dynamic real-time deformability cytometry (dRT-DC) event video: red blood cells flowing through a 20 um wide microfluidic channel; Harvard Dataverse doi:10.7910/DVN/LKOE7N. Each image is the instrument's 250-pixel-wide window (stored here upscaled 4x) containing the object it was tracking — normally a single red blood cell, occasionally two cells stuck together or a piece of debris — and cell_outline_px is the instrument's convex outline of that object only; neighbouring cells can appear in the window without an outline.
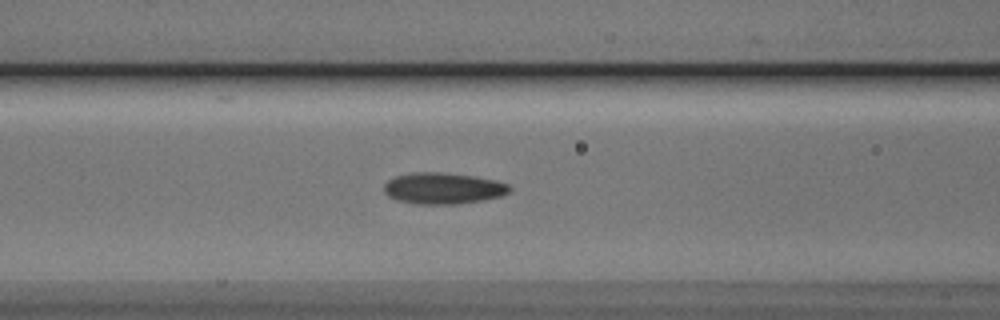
{"species": "Egyptian fruit bat (a non-hibernating species)", "species_latin": "Rousettus aegyptiacus", "temperature_condition": "cold", "stored_images_in_passage": 48, "camera_frame_rate_fps": 3000, "um_per_image_px": 0.085, "animal": {"sex": "male"}, "frame": {"image": 1, "passage_image": 18, "time_ms": 5.667, "image_size_px": [1000, 320], "cell_outline_px": [[512, 188], [508, 192], [500, 196], [484, 200], [456, 204], [416, 204], [396, 200], [388, 196], [384, 192], [384, 184], [388, 180], [396, 176], [412, 172], [440, 172], [472, 176], [496, 180], [508, 184]], "centroid_in_image_um": [37.64, 16.01], "position_along_channel_um": 129.0, "area_um2": 22.95}}
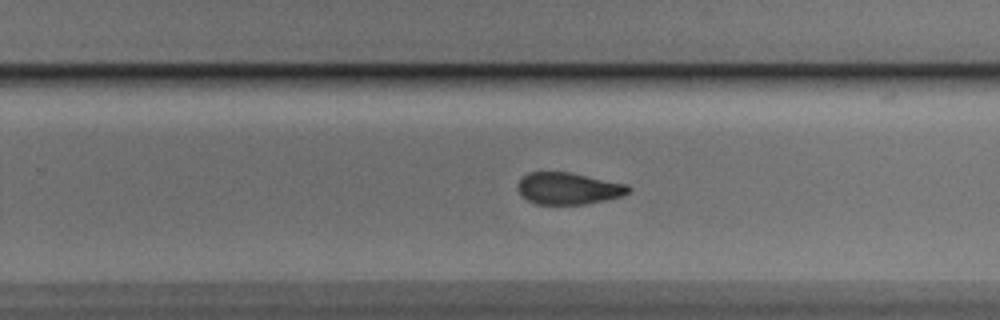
{"frame": {"image": 2, "passage_image": 30, "time_ms": 9.667, "image_size_px": [1000, 320], "cell_outline_px": [[632, 188], [628, 192], [620, 196], [604, 200], [584, 204], [536, 204], [528, 200], [516, 188], [516, 184], [528, 172], [568, 172], [628, 184]], "centroid_in_image_um": [48.3, 16.01], "position_along_channel_um": 281.5, "area_um2": 20.35}}
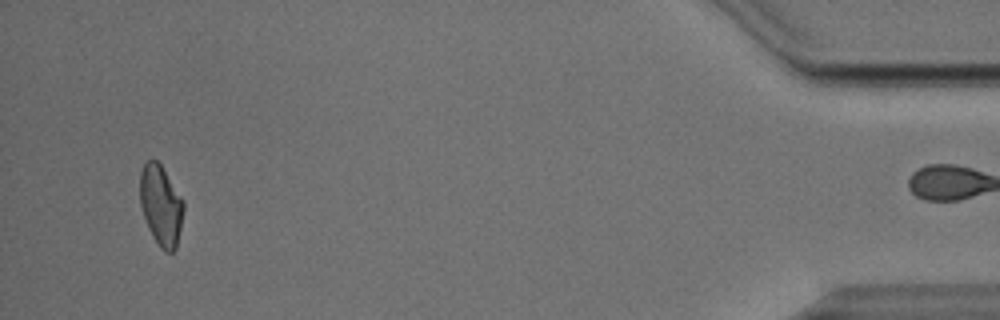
{"frame": {"image": 3, "passage_image": 47, "time_ms": 15.333, "image_size_px": [1000, 320], "cell_outline_px": [[184, 208], [176, 248], [172, 252], [164, 252], [160, 248], [152, 236], [148, 228], [140, 204], [140, 172], [144, 160], [156, 160], [160, 164], [184, 200]], "centroid_in_image_um": [13.67, 17.45], "position_along_channel_um": 421.5, "area_um2": 20.46}, "authors_computed_cell_mechanics": {"area_um2": 21.4149, "velocity_mm_per_s": 3.8261, "shape_relaxation_time_tau1_ms": 4.6101, "shape_relaxation_time_tau2_ms": 4.0023, "deformation_change_tau1": 0.1279, "deformation_change_tau2": 0.0803}}